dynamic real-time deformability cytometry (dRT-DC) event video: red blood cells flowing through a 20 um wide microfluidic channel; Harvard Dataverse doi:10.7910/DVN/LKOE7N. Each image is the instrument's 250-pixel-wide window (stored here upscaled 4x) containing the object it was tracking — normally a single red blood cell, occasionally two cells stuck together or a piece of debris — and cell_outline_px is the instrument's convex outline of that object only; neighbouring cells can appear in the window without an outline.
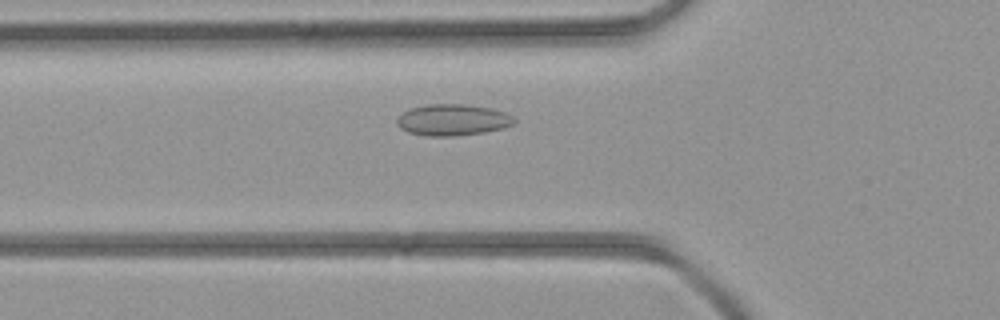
{"species": "common noctule bat (a hibernating species)", "species_latin": "Nyctalus noctula", "temperature_condition": "room temperature", "stored_images_in_passage": 40, "camera_frame_rate_fps": 3000, "um_per_image_px": 0.085, "animal": {"sex": "female", "body_mass_g": 21.9}, "frame": {"image": 1, "passage_image": 11, "time_ms": 3.333, "image_size_px": [1000, 320], "cell_outline_px": [[516, 124], [504, 128], [484, 132], [456, 136], [424, 136], [408, 132], [400, 128], [396, 124], [396, 120], [404, 112], [412, 108], [428, 104], [464, 104], [492, 108], [504, 112], [512, 116], [516, 120]], "centroid_in_image_um": [38.5, 10.2], "position_along_channel_um": 87.3, "area_um2": 21.56}}
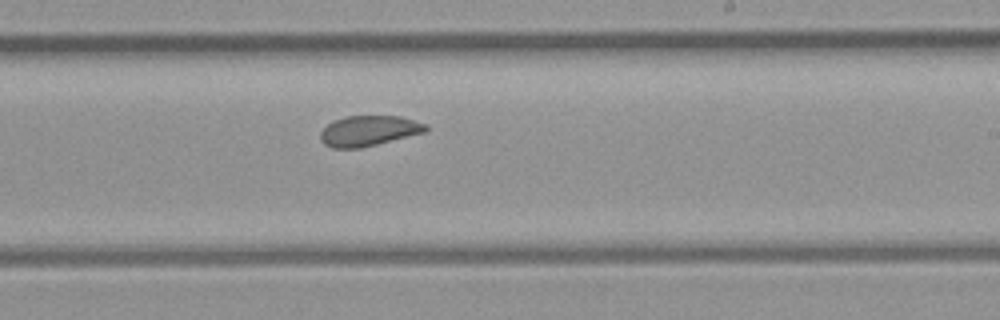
{"frame": {"image": 2, "passage_image": 22, "time_ms": 7.0, "image_size_px": [1000, 320], "cell_outline_px": [[428, 132], [360, 148], [332, 148], [324, 144], [320, 140], [320, 132], [332, 120], [344, 116], [400, 116], [428, 124]], "centroid_in_image_um": [31.36, 11.11], "position_along_channel_um": 257.6, "area_um2": 18.9}}
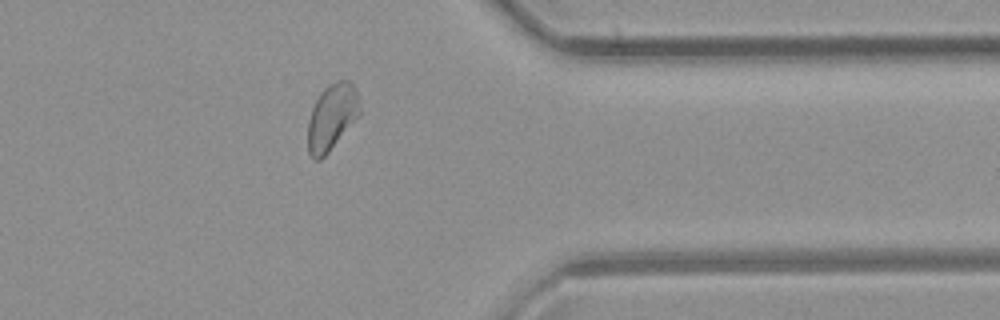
{"frame": {"image": 3, "passage_image": 31, "time_ms": 10.0, "image_size_px": [1000, 320], "cell_outline_px": [[360, 116], [328, 152], [320, 160], [312, 160], [308, 152], [308, 120], [312, 108], [320, 92], [328, 84], [336, 80], [348, 80], [356, 88], [360, 108]], "centroid_in_image_um": [28.2, 9.94], "position_along_channel_um": 383.2, "area_um2": 20.23}}